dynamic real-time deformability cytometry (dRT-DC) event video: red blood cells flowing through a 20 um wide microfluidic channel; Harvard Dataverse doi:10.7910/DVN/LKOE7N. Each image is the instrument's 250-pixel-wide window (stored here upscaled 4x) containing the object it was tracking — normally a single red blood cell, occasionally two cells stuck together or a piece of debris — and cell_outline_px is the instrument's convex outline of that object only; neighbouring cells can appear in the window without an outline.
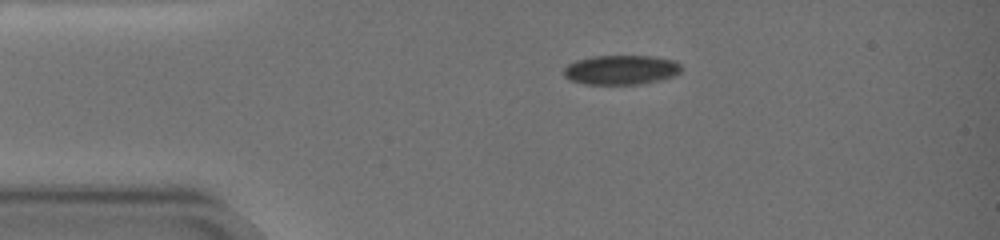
{"species": "common noctule bat (a hibernating species)", "species_latin": "Nyctalus noctula", "temperature_condition": "warm", "stored_images_in_passage": 52, "camera_frame_rate_fps": 3000, "um_per_image_px": 0.085, "animal": {"sex": "female", "body_mass_g": 19.0, "forearm_length_mm": 51.5}, "frame": {"image": 1, "passage_image": 1, "time_ms": 0.0, "image_size_px": [1000, 240], "cell_outline_px": [[684, 68], [676, 76], [660, 80], [640, 84], [584, 84], [568, 80], [564, 76], [564, 68], [568, 64], [576, 60], [592, 56], [656, 56], [676, 60]], "centroid_in_image_um": [52.83, 5.93], "position_along_channel_um": 32.2, "area_um2": 20.58}}
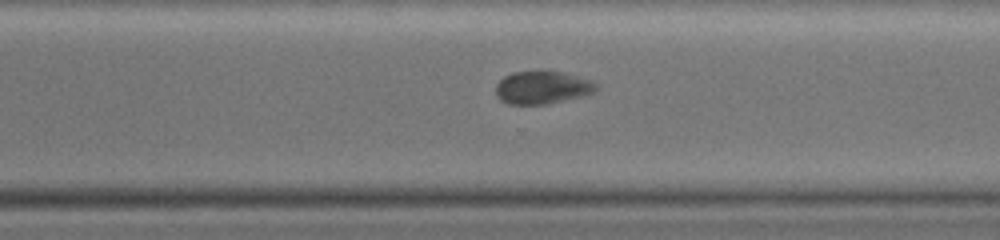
{"frame": {"image": 2, "passage_image": 34, "time_ms": 11.0, "image_size_px": [1000, 240], "cell_outline_px": [[600, 88], [596, 92], [584, 96], [544, 104], [508, 104], [500, 100], [496, 96], [496, 84], [504, 76], [512, 72], [540, 68], [564, 72], [592, 80], [600, 84]], "centroid_in_image_um": [46.14, 7.39], "position_along_channel_um": 324.5, "area_um2": 20.11}}
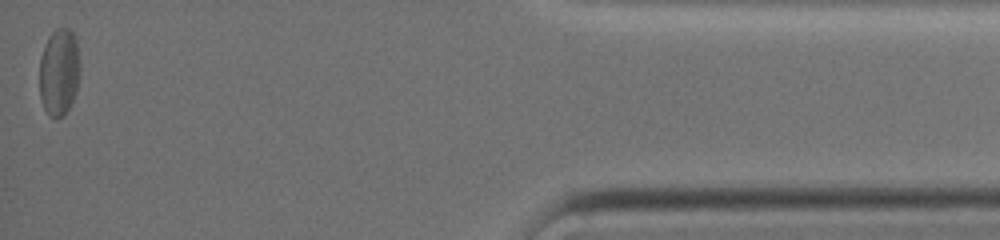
{"frame": {"image": 3, "passage_image": 51, "time_ms": 16.667, "image_size_px": [1000, 240], "cell_outline_px": [[80, 72], [76, 92], [68, 108], [60, 116], [48, 116], [40, 100], [40, 56], [44, 44], [48, 36], [56, 28], [68, 28], [72, 32], [76, 40], [80, 60]], "centroid_in_image_um": [5.02, 6.08], "position_along_channel_um": 430.2, "area_um2": 20.69}, "authors_computed_cell_mechanics": {"area_um2": 20.8947, "velocity_mm_per_s": 3.0439, "shape_relaxation_time_tau1_ms": 9.1991, "shape_relaxation_time_tau2_ms": 2.7237, "deformation_change_tau1": 0.0932, "deformation_change_tau2": 0.0586}}